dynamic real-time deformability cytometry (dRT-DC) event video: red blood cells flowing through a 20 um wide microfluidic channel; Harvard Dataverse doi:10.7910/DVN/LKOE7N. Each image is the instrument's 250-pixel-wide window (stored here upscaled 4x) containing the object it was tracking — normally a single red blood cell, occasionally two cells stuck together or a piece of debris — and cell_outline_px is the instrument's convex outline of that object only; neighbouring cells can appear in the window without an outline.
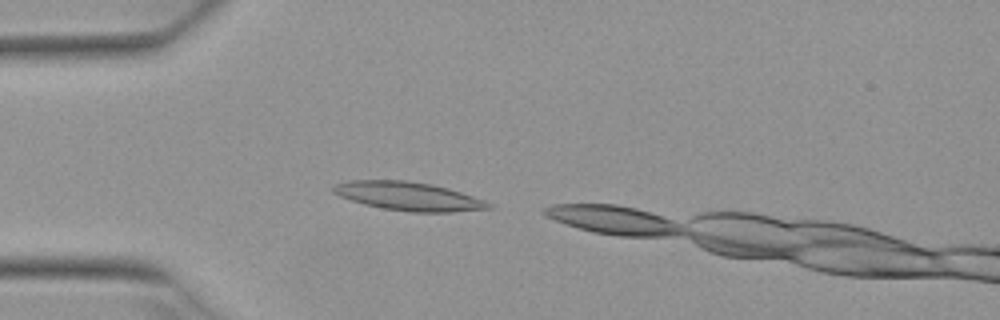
{"species": "Egyptian fruit bat (a non-hibernating species)", "species_latin": "Rousettus aegyptiacus", "temperature_condition": "warm", "stored_images_in_passage": 2, "camera_frame_rate_fps": 3000, "um_per_image_px": 0.085, "animal": {"sex": "female"}, "frame": {"image": 1, "passage_image": 1, "time_ms": 0.0, "image_size_px": [1000, 320], "cell_outline_px": [[492, 208], [452, 212], [412, 212], [384, 208], [364, 204], [340, 196], [332, 192], [332, 188], [336, 184], [352, 180], [408, 180], [432, 184], [448, 188], [484, 200], [492, 204]], "centroid_in_image_um": [34.73, 16.67], "position_along_channel_um": 50.3, "area_um2": 25.66}}